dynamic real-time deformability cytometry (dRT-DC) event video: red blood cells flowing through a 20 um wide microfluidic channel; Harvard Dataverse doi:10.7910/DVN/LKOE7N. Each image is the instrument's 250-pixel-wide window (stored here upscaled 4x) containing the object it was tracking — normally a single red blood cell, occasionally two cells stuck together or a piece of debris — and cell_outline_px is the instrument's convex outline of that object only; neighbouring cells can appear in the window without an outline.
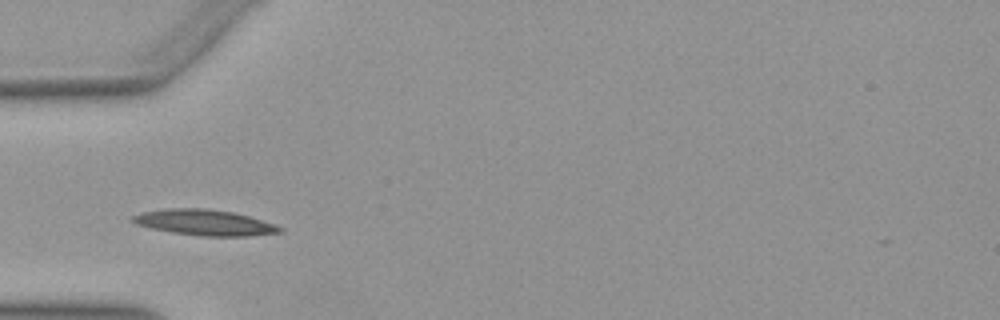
{"species": "Egyptian fruit bat (a non-hibernating species)", "species_latin": "Rousettus aegyptiacus", "temperature_condition": "warm", "stored_images_in_passage": 18, "camera_frame_rate_fps": 3000, "um_per_image_px": 0.085, "animal": {"sex": "female"}, "frame": {"image": 1, "passage_image": 3, "time_ms": 0.667, "image_size_px": [1000, 320], "cell_outline_px": [[284, 232], [248, 236], [200, 236], [172, 232], [152, 228], [136, 224], [128, 220], [132, 216], [140, 212], [168, 208], [208, 208], [232, 212], [248, 216], [284, 228]], "centroid_in_image_um": [17.35, 18.91], "position_along_channel_um": 67.7, "area_um2": 22.08}}
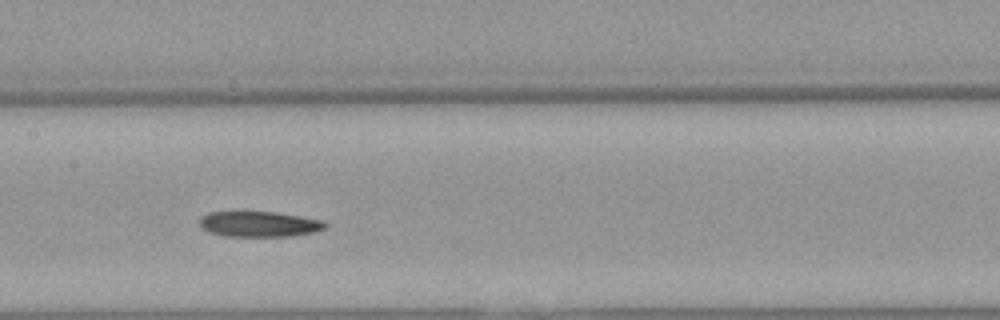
{"frame": {"image": 2, "passage_image": 12, "time_ms": 3.667, "image_size_px": [1000, 320], "cell_outline_px": [[328, 224], [324, 228], [316, 232], [292, 236], [224, 236], [208, 232], [200, 228], [200, 216], [208, 212], [276, 212], [324, 220]], "centroid_in_image_um": [22.02, 19.05], "position_along_channel_um": 185.4, "area_um2": 18.84}}
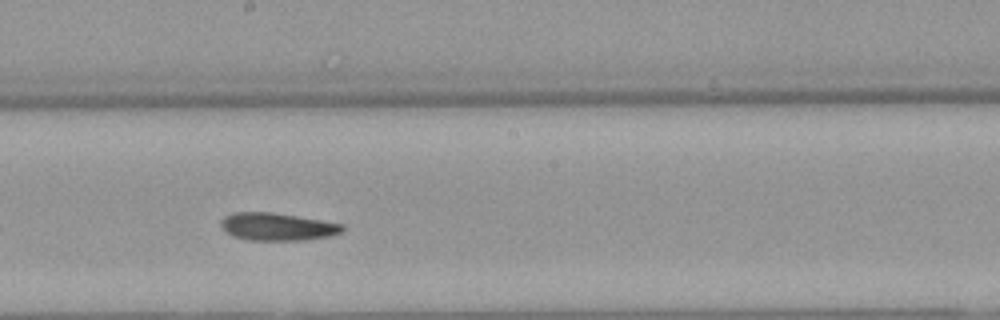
{"frame": {"image": 3, "passage_image": 15, "time_ms": 4.667, "image_size_px": [1000, 320], "cell_outline_px": [[344, 228], [340, 232], [332, 236], [304, 240], [244, 240], [232, 236], [224, 232], [220, 228], [220, 220], [224, 216], [232, 212], [272, 212], [344, 224]], "centroid_in_image_um": [23.5, 19.27], "position_along_channel_um": 224.7, "area_um2": 19.83}}